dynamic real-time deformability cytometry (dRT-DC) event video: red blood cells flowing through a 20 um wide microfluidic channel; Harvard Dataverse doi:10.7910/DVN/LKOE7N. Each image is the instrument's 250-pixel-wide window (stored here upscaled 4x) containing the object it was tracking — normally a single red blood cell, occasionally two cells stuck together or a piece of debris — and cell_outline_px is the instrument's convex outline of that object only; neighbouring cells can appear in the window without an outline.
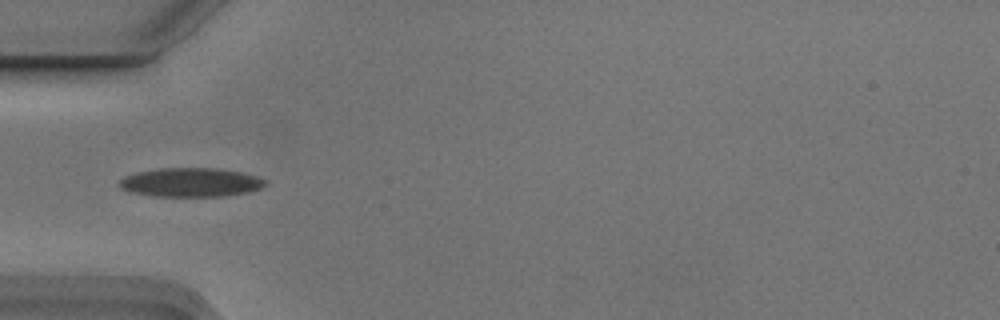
{"species": "Egyptian fruit bat (a non-hibernating species)", "species_latin": "Rousettus aegyptiacus", "temperature_condition": "cold", "stored_images_in_passage": 4, "camera_frame_rate_fps": 3000, "um_per_image_px": 0.085, "animal": {"sex": "male"}, "frame": {"image": 1, "passage_image": 2, "time_ms": 0.333, "image_size_px": [1000, 320], "cell_outline_px": [[268, 184], [260, 188], [248, 192], [224, 196], [152, 196], [132, 192], [120, 188], [120, 180], [124, 176], [136, 172], [160, 168], [216, 168], [240, 172], [256, 176], [268, 180]], "centroid_in_image_um": [16.23, 15.5], "position_along_channel_um": 68.8, "area_um2": 24.62}}
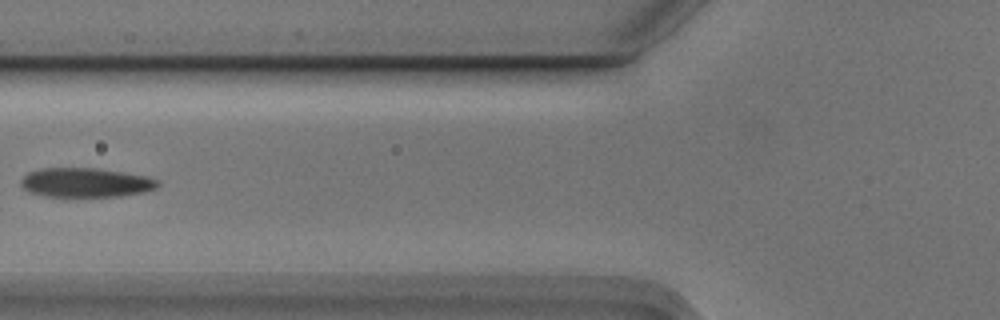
{"frame": {"image": 2, "passage_image": 3, "time_ms": 0.667, "image_size_px": [1000, 320], "cell_outline_px": [[160, 184], [156, 188], [144, 192], [120, 196], [44, 196], [28, 192], [20, 184], [20, 180], [28, 172], [40, 168], [96, 168], [148, 176], [160, 180]], "centroid_in_image_um": [7.29, 15.51], "position_along_channel_um": 118.5, "area_um2": 23.47}}
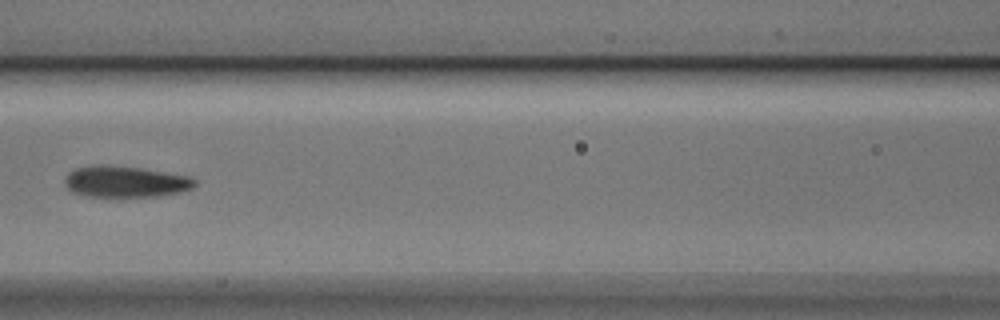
{"frame": {"image": 3, "passage_image": 4, "time_ms": 1.0, "image_size_px": [1000, 320], "cell_outline_px": [[196, 184], [192, 188], [180, 192], [156, 196], [84, 196], [72, 192], [64, 184], [64, 176], [68, 172], [76, 168], [140, 168], [188, 176], [196, 180]], "centroid_in_image_um": [10.67, 15.49], "position_along_channel_um": 155.9, "area_um2": 22.66}}